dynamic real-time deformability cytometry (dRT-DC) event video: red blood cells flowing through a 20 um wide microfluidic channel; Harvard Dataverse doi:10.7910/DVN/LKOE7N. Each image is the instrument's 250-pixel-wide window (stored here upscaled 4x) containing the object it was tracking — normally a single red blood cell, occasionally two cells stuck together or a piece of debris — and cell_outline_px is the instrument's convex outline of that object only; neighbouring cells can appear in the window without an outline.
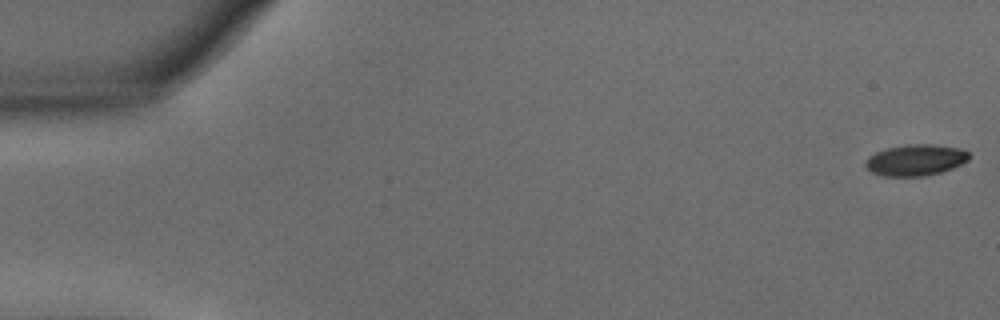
{"species": "common noctule bat (a hibernating species)", "species_latin": "Nyctalus noctula", "temperature_condition": "warm", "stored_images_in_passage": 46, "camera_frame_rate_fps": 3000, "um_per_image_px": 0.085, "animal": {"sex": "male", "body_mass_g": 15.6}, "frame": {"image": 1, "passage_image": 1, "time_ms": 0.0, "image_size_px": [1000, 320], "cell_outline_px": [[968, 160], [952, 168], [940, 172], [924, 176], [884, 176], [872, 172], [864, 164], [864, 160], [868, 156], [876, 152], [888, 148], [908, 144], [932, 144], [960, 148], [968, 152]], "centroid_in_image_um": [77.8, 13.6], "position_along_channel_um": 7.2, "area_um2": 18.73}}
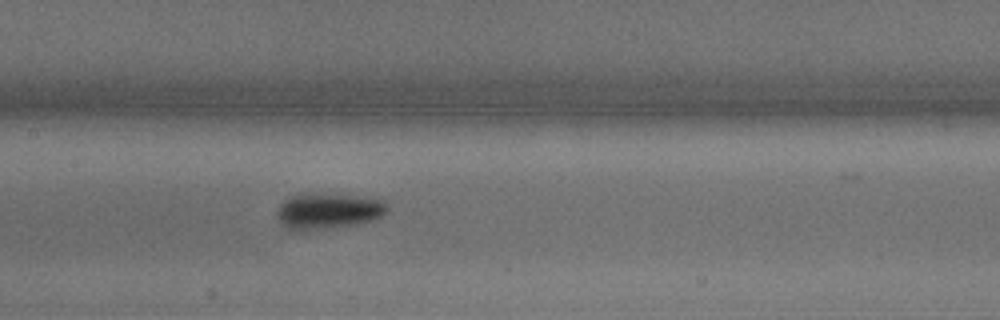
{"frame": {"image": 2, "passage_image": 26, "time_ms": 8.333, "image_size_px": [1000, 320], "cell_outline_px": [[388, 208], [380, 216], [372, 220], [356, 224], [316, 228], [288, 228], [280, 224], [276, 216], [276, 212], [280, 204], [288, 196], [304, 192], [324, 192], [360, 196], [384, 200], [388, 204]], "centroid_in_image_um": [27.87, 17.85], "position_along_channel_um": 179.5, "area_um2": 23.0}}
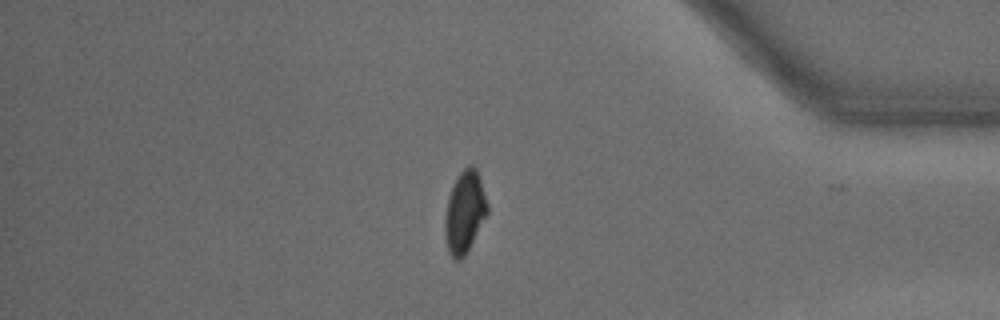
{"frame": {"image": 3, "passage_image": 45, "time_ms": 14.667, "image_size_px": [1000, 320], "cell_outline_px": [[488, 212], [464, 256], [460, 260], [456, 260], [448, 252], [444, 232], [444, 220], [448, 200], [452, 188], [460, 172], [468, 164], [472, 164], [476, 168], [488, 204]], "centroid_in_image_um": [39.49, 18.02], "position_along_channel_um": 395.7, "area_um2": 19.88}, "authors_computed_cell_mechanics": {"area_um2": 20.6635, "velocity_mm_per_s": 3.8597, "shape_relaxation_time_tau1_ms": 2.1367, "shape_relaxation_time_tau2_ms": 2.9907, "deformation_change_tau1": 0.1239, "deformation_change_tau2": 0.0635}}